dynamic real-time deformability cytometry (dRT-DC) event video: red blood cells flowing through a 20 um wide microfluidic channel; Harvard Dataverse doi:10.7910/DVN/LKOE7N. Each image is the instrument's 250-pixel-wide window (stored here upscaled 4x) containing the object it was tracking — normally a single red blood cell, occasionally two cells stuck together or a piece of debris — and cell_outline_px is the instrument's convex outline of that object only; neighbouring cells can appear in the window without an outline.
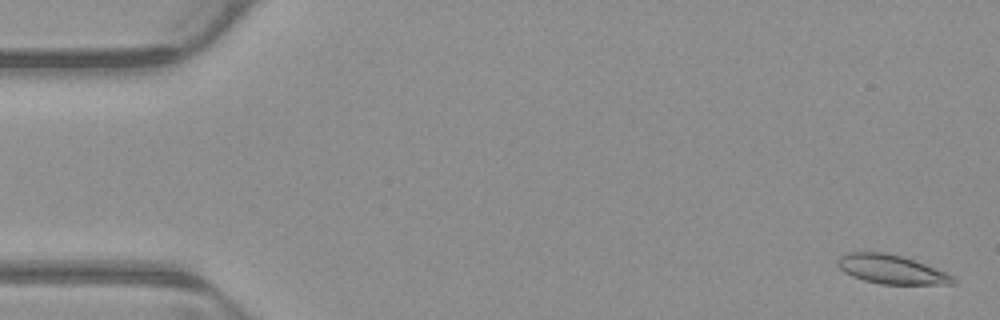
{"species": "common noctule bat (a hibernating species)", "species_latin": "Nyctalus noctula", "temperature_condition": "warm", "stored_images_in_passage": 5, "camera_frame_rate_fps": 3000, "um_per_image_px": 0.085, "animal": {"sex": "male", "body_mass_g": 23.1, "forearm_length_mm": 52.7}, "frame": {"image": 1, "passage_image": 1, "time_ms": 0.0, "image_size_px": [1000, 320], "cell_outline_px": [[956, 284], [880, 284], [864, 280], [852, 276], [844, 272], [836, 264], [836, 260], [844, 252], [884, 252], [900, 256], [924, 264], [944, 272], [952, 276], [956, 280]], "centroid_in_image_um": [75.7, 22.89], "position_along_channel_um": 9.3, "area_um2": 19.31}}
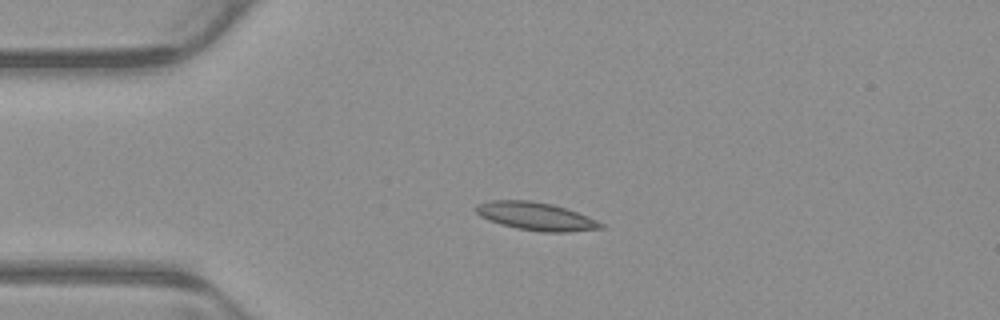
{"frame": {"image": 2, "passage_image": 4, "time_ms": 1.0, "image_size_px": [1000, 320], "cell_outline_px": [[604, 228], [568, 232], [544, 232], [520, 228], [488, 220], [480, 216], [472, 208], [476, 204], [492, 200], [532, 200], [552, 204], [588, 216], [604, 224]], "centroid_in_image_um": [45.53, 18.37], "position_along_channel_um": 39.5, "area_um2": 20.23}}